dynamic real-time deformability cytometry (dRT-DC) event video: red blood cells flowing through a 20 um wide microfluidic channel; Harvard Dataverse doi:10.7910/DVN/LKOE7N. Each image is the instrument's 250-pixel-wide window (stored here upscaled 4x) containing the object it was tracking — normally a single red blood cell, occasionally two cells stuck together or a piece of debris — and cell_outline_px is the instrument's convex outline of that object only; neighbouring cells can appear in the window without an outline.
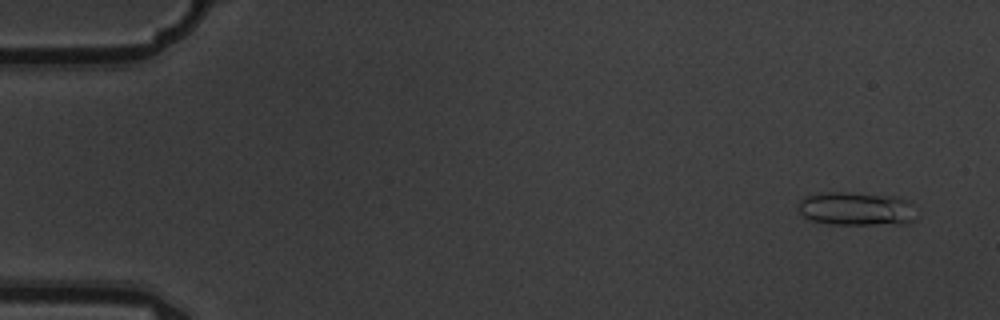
{"species": "common noctule bat (a hibernating species)", "species_latin": "Nyctalus noctula", "temperature_condition": "warm", "stored_images_in_passage": 6, "camera_frame_rate_fps": 3000, "um_per_image_px": 0.085, "animal": {"sex": "male", "body_mass_g": 19.5, "forearm_length_mm": 54.6}, "frame": {"image": 1, "passage_image": 1, "time_ms": 0.0, "image_size_px": [1000, 320], "cell_outline_px": [[920, 216], [904, 224], [828, 224], [812, 220], [804, 216], [800, 212], [800, 200], [804, 196], [824, 192], [840, 192], [896, 196], [912, 204]], "centroid_in_image_um": [72.84, 17.75], "position_along_channel_um": 12.2, "area_um2": 23.18}}
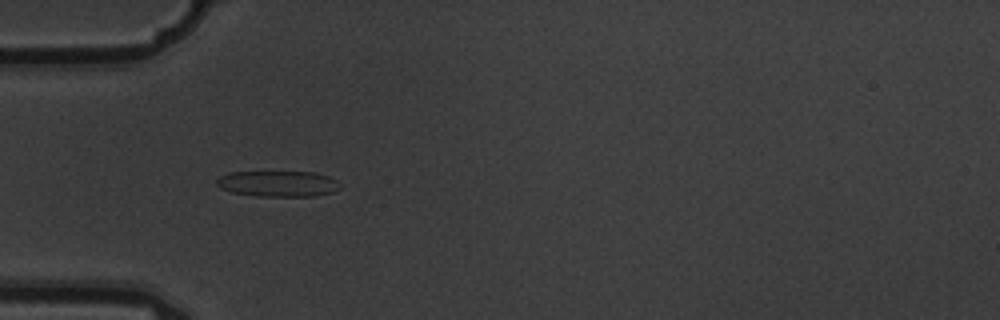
{"frame": {"image": 2, "passage_image": 5, "time_ms": 1.333, "image_size_px": [1000, 320], "cell_outline_px": [[340, 188], [332, 192], [316, 196], [256, 196], [232, 192], [220, 188], [216, 184], [216, 180], [220, 176], [228, 172], [316, 172], [328, 176], [336, 180]], "centroid_in_image_um": [23.61, 15.61], "position_along_channel_um": 61.4, "area_um2": 18.61}}